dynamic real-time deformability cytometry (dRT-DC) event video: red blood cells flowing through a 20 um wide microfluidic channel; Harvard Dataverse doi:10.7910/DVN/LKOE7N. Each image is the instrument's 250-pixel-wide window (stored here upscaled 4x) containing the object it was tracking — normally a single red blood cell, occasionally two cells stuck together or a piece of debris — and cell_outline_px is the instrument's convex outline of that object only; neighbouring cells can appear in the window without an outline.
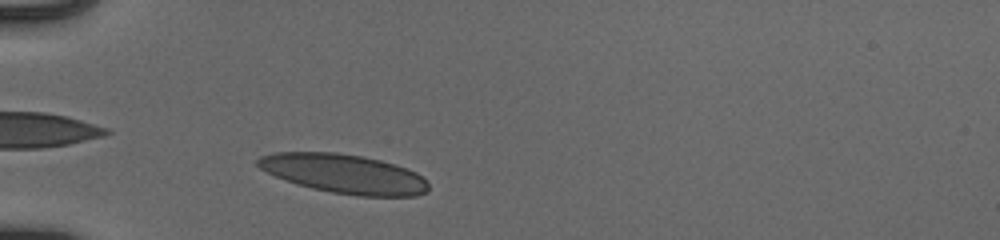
{"species": "human", "species_latin": "Homo sapiens", "temperature_condition": "cold", "stored_images_in_passage": 35, "camera_frame_rate_fps": 3000, "um_per_image_px": 0.085, "donor": {"sex": "male"}, "frame": {"image": 1, "passage_image": 5, "time_ms": 1.333, "image_size_px": [1000, 240], "cell_outline_px": [[428, 188], [424, 192], [416, 196], [356, 196], [332, 192], [312, 188], [296, 184], [284, 180], [260, 168], [256, 164], [256, 160], [260, 156], [276, 152], [336, 152], [360, 156], [380, 160], [396, 164], [416, 172], [428, 184]], "centroid_in_image_um": [29.21, 14.77], "position_along_channel_um": 55.8, "area_um2": 38.78}}
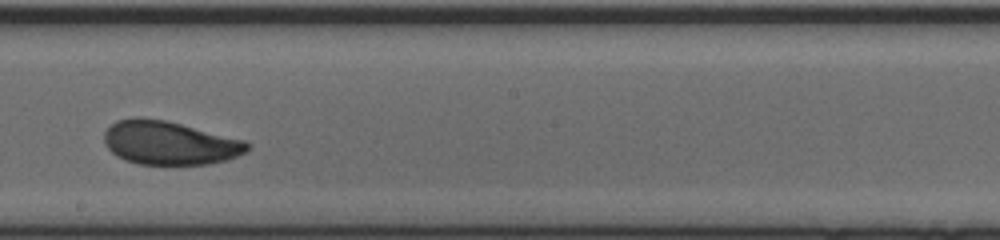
{"frame": {"image": 2, "passage_image": 20, "time_ms": 6.333, "image_size_px": [1000, 240], "cell_outline_px": [[252, 144], [248, 152], [228, 160], [208, 164], [140, 164], [124, 160], [116, 156], [104, 144], [104, 132], [116, 120], [140, 116], [164, 120], [244, 140]], "centroid_in_image_um": [14.41, 12.15], "position_along_channel_um": 233.8, "area_um2": 36.47}}
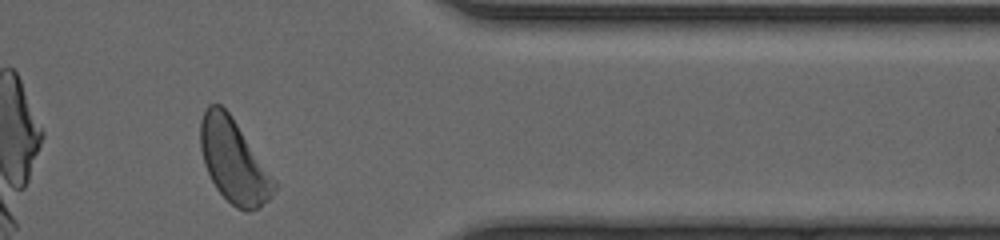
{"frame": {"image": 3, "passage_image": 33, "time_ms": 10.667, "image_size_px": [1000, 240], "cell_outline_px": [[276, 188], [272, 196], [260, 208], [248, 212], [244, 212], [236, 208], [216, 188], [204, 164], [200, 148], [200, 120], [208, 104], [220, 104], [228, 112], [276, 180]], "centroid_in_image_um": [19.87, 13.72], "position_along_channel_um": 391.5, "area_um2": 35.55}, "authors_computed_cell_mechanics": {"area_um2": 36.5296, "velocity_mm_per_s": 3.913, "shape_relaxation_time_tau1_ms": 2.9364, "shape_relaxation_time_tau2_ms": 1.745, "deformation_change_tau1": 0.1238, "deformation_change_tau2": 0.0631}}